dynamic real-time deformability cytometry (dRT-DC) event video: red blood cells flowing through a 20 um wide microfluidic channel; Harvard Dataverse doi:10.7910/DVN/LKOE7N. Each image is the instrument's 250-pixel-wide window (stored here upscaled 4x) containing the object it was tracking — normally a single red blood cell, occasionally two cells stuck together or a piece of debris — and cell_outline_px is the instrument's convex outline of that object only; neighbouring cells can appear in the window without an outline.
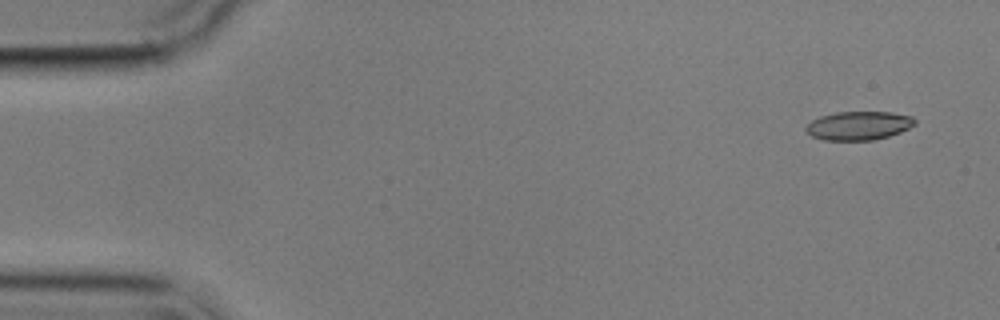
{"species": "common noctule bat (a hibernating species)", "species_latin": "Nyctalus noctula", "temperature_condition": "cold", "stored_images_in_passage": 6, "camera_frame_rate_fps": 3000, "um_per_image_px": 0.085, "animal": {"sex": "male", "body_mass_g": 17.9}, "frame": {"image": 1, "passage_image": 1, "time_ms": 0.0, "image_size_px": [1000, 320], "cell_outline_px": [[916, 124], [900, 132], [888, 136], [872, 140], [824, 140], [812, 136], [804, 128], [812, 120], [820, 116], [836, 112], [892, 112], [912, 116], [916, 120]], "centroid_in_image_um": [73.0, 10.67], "position_along_channel_um": 12.0, "area_um2": 18.15}}
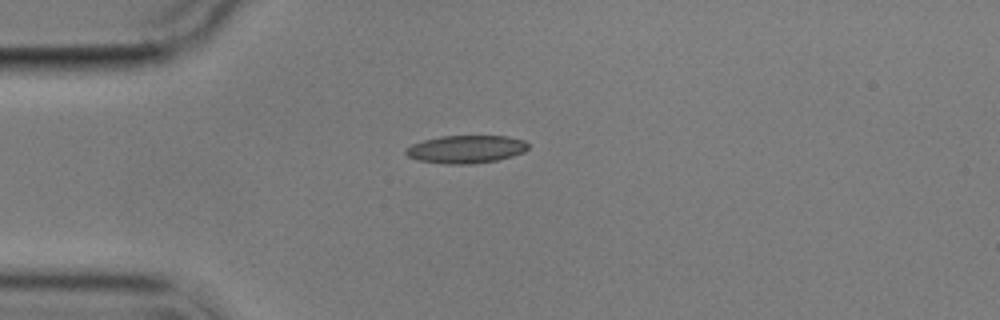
{"frame": {"image": 2, "passage_image": 4, "time_ms": 3.667, "image_size_px": [1000, 320], "cell_outline_px": [[528, 148], [524, 152], [512, 156], [496, 160], [472, 164], [444, 164], [416, 160], [408, 156], [404, 152], [404, 148], [412, 144], [424, 140], [440, 136], [508, 136], [524, 140], [528, 144]], "centroid_in_image_um": [39.58, 12.68], "position_along_channel_um": 45.4, "area_um2": 20.0}}
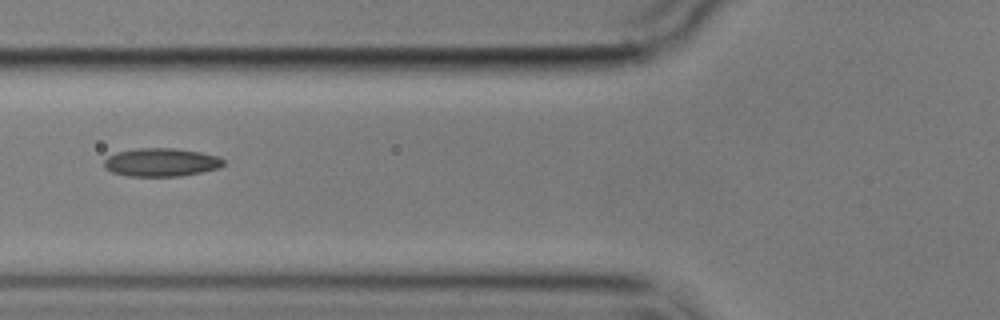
{"frame": {"image": 3, "passage_image": 6, "time_ms": 6.0, "image_size_px": [1000, 320], "cell_outline_px": [[224, 164], [220, 168], [180, 176], [128, 176], [112, 172], [104, 168], [104, 160], [108, 156], [116, 152], [136, 148], [176, 148], [200, 152], [216, 156], [224, 160]], "centroid_in_image_um": [13.67, 13.79], "position_along_channel_um": 112.1, "area_um2": 19.71}}